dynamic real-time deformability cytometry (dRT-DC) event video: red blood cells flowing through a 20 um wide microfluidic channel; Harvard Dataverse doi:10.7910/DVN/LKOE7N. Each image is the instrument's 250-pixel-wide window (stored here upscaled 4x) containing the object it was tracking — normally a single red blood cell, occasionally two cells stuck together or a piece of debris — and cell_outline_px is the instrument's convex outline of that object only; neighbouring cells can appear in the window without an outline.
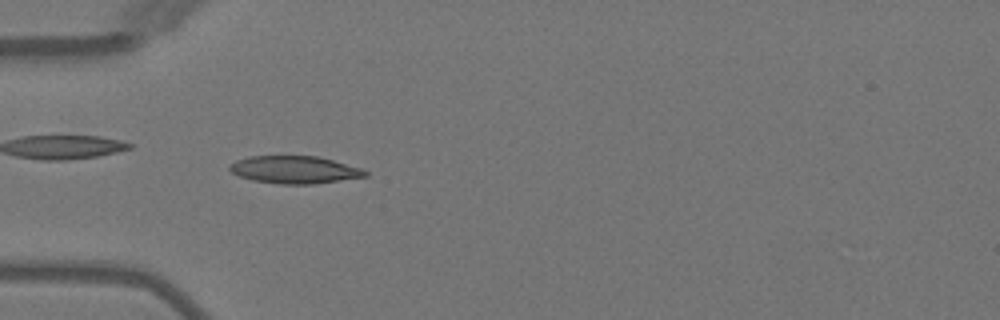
{"species": "Egyptian fruit bat (a non-hibernating species)", "species_latin": "Rousettus aegyptiacus", "temperature_condition": "warm", "stored_images_in_passage": 6, "camera_frame_rate_fps": 3000, "um_per_image_px": 0.085, "animal": {"sex": "female"}, "frame": {"image": 1, "passage_image": 4, "time_ms": 3.333, "image_size_px": [1000, 320], "cell_outline_px": [[368, 176], [316, 184], [280, 184], [252, 180], [240, 176], [232, 172], [228, 168], [236, 160], [248, 156], [316, 156], [364, 168], [368, 172]], "centroid_in_image_um": [25.08, 14.43], "position_along_channel_um": 59.9, "area_um2": 21.79}}
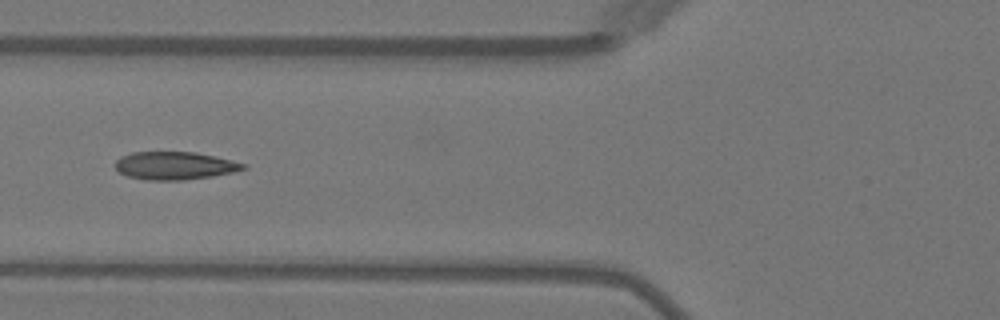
{"frame": {"image": 2, "passage_image": 5, "time_ms": 4.667, "image_size_px": [1000, 320], "cell_outline_px": [[248, 168], [232, 172], [212, 176], [184, 180], [144, 180], [128, 176], [120, 172], [116, 168], [116, 160], [120, 156], [132, 152], [196, 152], [248, 164]], "centroid_in_image_um": [14.86, 14.08], "position_along_channel_um": 110.9, "area_um2": 20.81}}
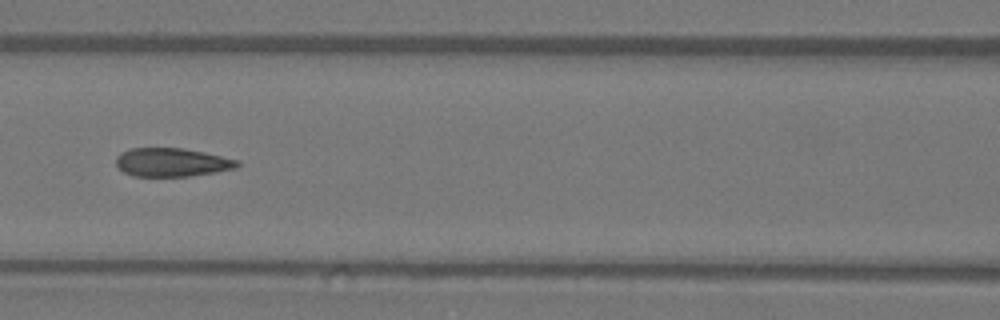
{"frame": {"image": 3, "passage_image": 6, "time_ms": 5.667, "image_size_px": [1000, 320], "cell_outline_px": [[240, 164], [236, 168], [188, 176], [132, 176], [124, 172], [116, 164], [116, 156], [120, 152], [132, 148], [184, 148], [204, 152], [240, 160]], "centroid_in_image_um": [14.6, 13.79], "position_along_channel_um": 152.0, "area_um2": 20.11}}